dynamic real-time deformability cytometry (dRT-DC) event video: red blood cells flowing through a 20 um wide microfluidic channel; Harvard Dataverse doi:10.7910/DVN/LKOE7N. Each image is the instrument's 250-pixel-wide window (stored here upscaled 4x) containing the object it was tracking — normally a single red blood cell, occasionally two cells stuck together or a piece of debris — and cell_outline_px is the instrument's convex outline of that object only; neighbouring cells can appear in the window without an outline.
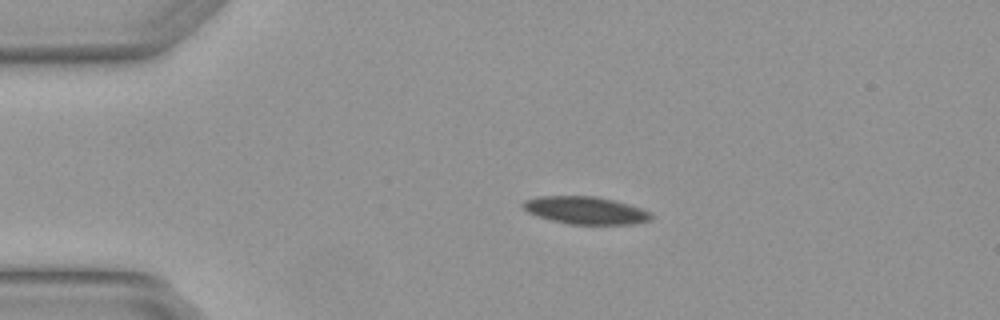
{"species": "Egyptian fruit bat (a non-hibernating species)", "species_latin": "Rousettus aegyptiacus", "temperature_condition": "warm", "stored_images_in_passage": 5, "camera_frame_rate_fps": 3000, "um_per_image_px": 0.085, "animal": {"sex": "female"}, "frame": {"image": 1, "passage_image": 4, "time_ms": 1.0, "image_size_px": [1000, 320], "cell_outline_px": [[652, 220], [632, 224], [572, 224], [552, 220], [528, 212], [520, 204], [524, 200], [540, 196], [596, 196], [628, 204], [652, 212]], "centroid_in_image_um": [49.79, 17.87], "position_along_channel_um": 35.2, "area_um2": 20.4}}